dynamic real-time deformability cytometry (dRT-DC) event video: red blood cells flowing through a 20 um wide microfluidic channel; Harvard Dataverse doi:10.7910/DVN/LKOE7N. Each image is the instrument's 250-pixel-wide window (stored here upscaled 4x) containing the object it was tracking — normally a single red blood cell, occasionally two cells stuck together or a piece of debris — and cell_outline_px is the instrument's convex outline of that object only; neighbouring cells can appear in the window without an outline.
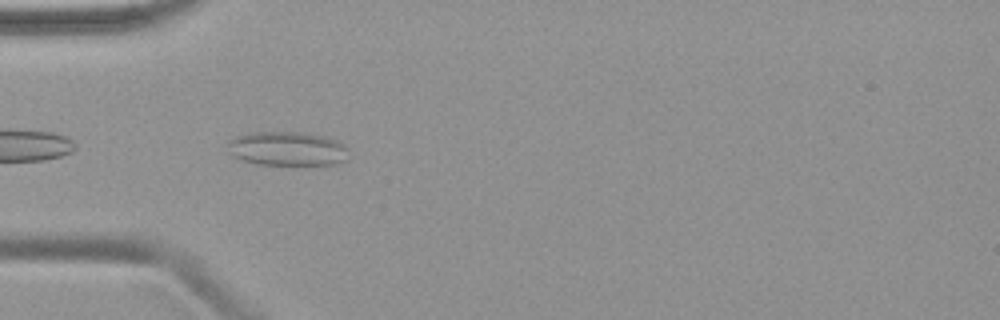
{"species": "common noctule bat (a hibernating species)", "species_latin": "Nyctalus noctula", "temperature_condition": "warm", "stored_images_in_passage": 5, "camera_frame_rate_fps": 3000, "um_per_image_px": 0.085, "animal": {"sex": "female", "body_mass_g": 19.9}, "frame": {"image": 1, "passage_image": 2, "time_ms": 0.333, "image_size_px": [1000, 320], "cell_outline_px": [[348, 160], [336, 164], [260, 164], [244, 160], [232, 156], [228, 152], [228, 144], [236, 136], [252, 132], [300, 132], [324, 136], [336, 140], [344, 144]], "centroid_in_image_um": [24.42, 12.63], "position_along_channel_um": 60.6, "area_um2": 23.81}}